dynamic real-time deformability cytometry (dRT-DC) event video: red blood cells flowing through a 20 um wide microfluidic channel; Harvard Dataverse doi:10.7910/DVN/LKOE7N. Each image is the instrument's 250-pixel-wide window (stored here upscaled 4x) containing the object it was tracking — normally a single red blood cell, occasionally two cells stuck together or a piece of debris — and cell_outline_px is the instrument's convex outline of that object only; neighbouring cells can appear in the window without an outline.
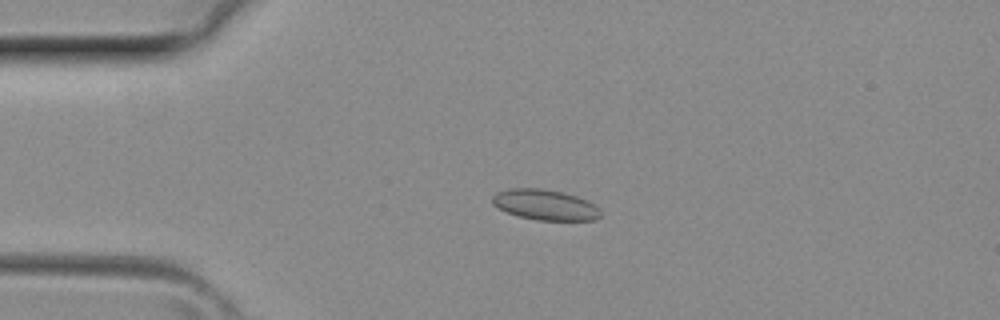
{"species": "common noctule bat (a hibernating species)", "species_latin": "Nyctalus noctula", "temperature_condition": "room temperature", "stored_images_in_passage": 40, "camera_frame_rate_fps": 3000, "um_per_image_px": 0.085, "animal": {"sex": "female", "body_mass_g": 29.2, "forearm_length_mm": 56.3}, "frame": {"image": 1, "passage_image": 9, "time_ms": 2.667, "image_size_px": [1000, 320], "cell_outline_px": [[600, 216], [596, 220], [536, 220], [516, 216], [496, 208], [492, 204], [492, 196], [496, 192], [508, 188], [540, 188], [560, 192], [576, 196], [588, 200], [600, 208]], "centroid_in_image_um": [46.29, 17.41], "position_along_channel_um": 38.7, "area_um2": 19.48}}
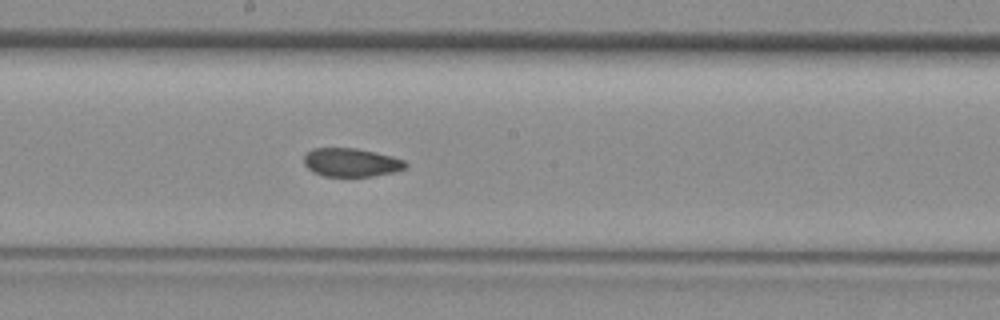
{"frame": {"image": 2, "passage_image": 21, "time_ms": 6.667, "image_size_px": [1000, 320], "cell_outline_px": [[408, 168], [396, 172], [372, 176], [324, 176], [312, 172], [304, 164], [304, 156], [312, 148], [356, 148], [376, 152], [392, 156], [404, 160], [408, 164]], "centroid_in_image_um": [29.88, 13.81], "position_along_channel_um": 218.3, "area_um2": 17.05}}
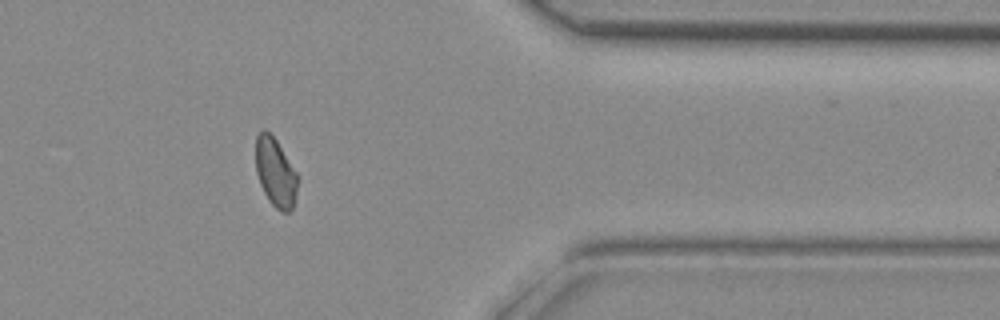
{"frame": {"image": 3, "passage_image": 32, "time_ms": 10.333, "image_size_px": [1000, 320], "cell_outline_px": [[300, 180], [292, 208], [288, 212], [284, 212], [276, 208], [268, 200], [260, 184], [256, 172], [256, 136], [264, 128], [276, 140], [296, 172]], "centroid_in_image_um": [23.42, 14.67], "position_along_channel_um": 388.0, "area_um2": 16.7}}